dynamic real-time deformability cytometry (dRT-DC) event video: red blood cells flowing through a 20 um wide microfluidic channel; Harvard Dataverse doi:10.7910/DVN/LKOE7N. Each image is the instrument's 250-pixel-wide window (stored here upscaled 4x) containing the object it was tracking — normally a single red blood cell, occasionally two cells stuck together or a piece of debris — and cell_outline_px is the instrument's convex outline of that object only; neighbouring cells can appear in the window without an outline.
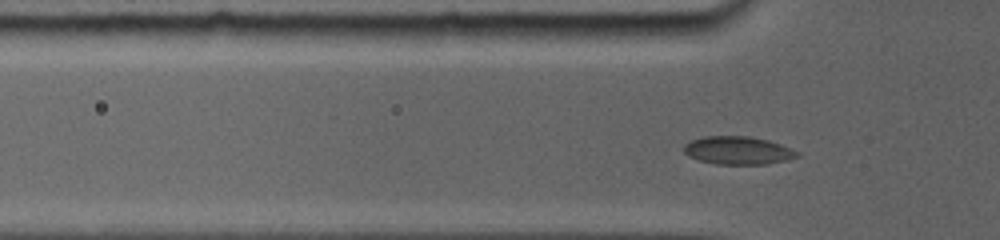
{"species": "common noctule bat (a hibernating species)", "species_latin": "Nyctalus noctula", "temperature_condition": "room temperature", "stored_images_in_passage": 60, "camera_frame_rate_fps": 5000, "um_per_image_px": 0.085, "animal": {"sex": "female", "body_mass_g": 19.0, "forearm_length_mm": 56.7}, "frame": {"image": 1, "passage_image": 9, "time_ms": 1.6, "image_size_px": [1000, 240], "cell_outline_px": [[800, 156], [768, 164], [716, 164], [700, 160], [688, 156], [684, 152], [684, 148], [692, 140], [708, 136], [744, 136], [764, 140], [788, 148], [796, 152]], "centroid_in_image_um": [62.68, 12.8], "position_along_channel_um": 63.1, "area_um2": 17.8}}
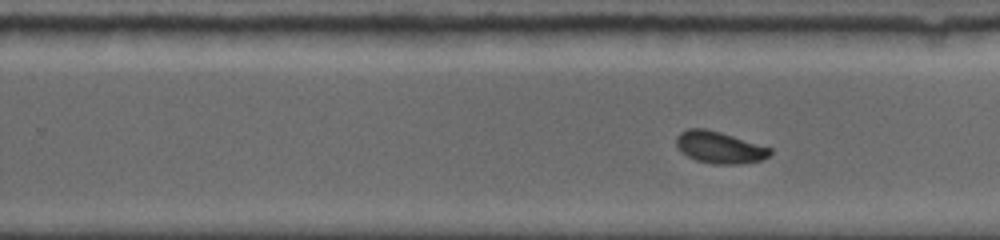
{"frame": {"image": 2, "passage_image": 36, "time_ms": 7.0, "image_size_px": [1000, 240], "cell_outline_px": [[772, 152], [764, 160], [744, 164], [712, 164], [696, 160], [680, 152], [676, 144], [676, 136], [680, 132], [688, 128], [704, 128], [720, 132], [772, 148]], "centroid_in_image_um": [61.16, 12.54], "position_along_channel_um": 268.6, "area_um2": 17.57}}
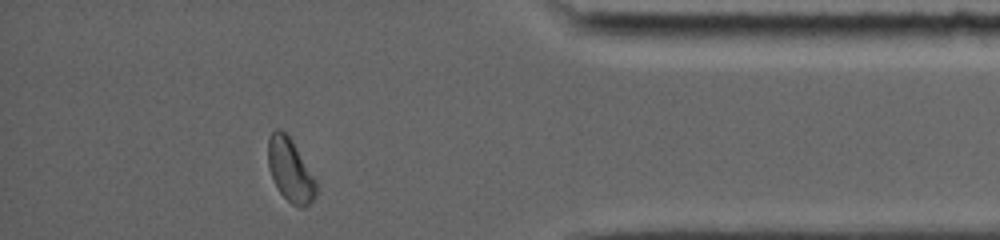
{"frame": {"image": 3, "passage_image": 57, "time_ms": 11.2, "image_size_px": [1000, 240], "cell_outline_px": [[316, 196], [304, 208], [300, 208], [292, 204], [280, 192], [268, 168], [268, 136], [276, 128], [280, 128], [292, 140], [316, 180]], "centroid_in_image_um": [24.66, 14.45], "position_along_channel_um": 410.5, "area_um2": 17.51}, "authors_computed_cell_mechanics": {"area_um2": 17.5712, "velocity_mm_per_s": 3.8128, "shape_relaxation_time_tau1_ms": 2.8478, "shape_relaxation_time_tau2_ms": 0.4185, "deformation_change_tau1": 0.1149, "deformation_change_tau2": 0.029}}